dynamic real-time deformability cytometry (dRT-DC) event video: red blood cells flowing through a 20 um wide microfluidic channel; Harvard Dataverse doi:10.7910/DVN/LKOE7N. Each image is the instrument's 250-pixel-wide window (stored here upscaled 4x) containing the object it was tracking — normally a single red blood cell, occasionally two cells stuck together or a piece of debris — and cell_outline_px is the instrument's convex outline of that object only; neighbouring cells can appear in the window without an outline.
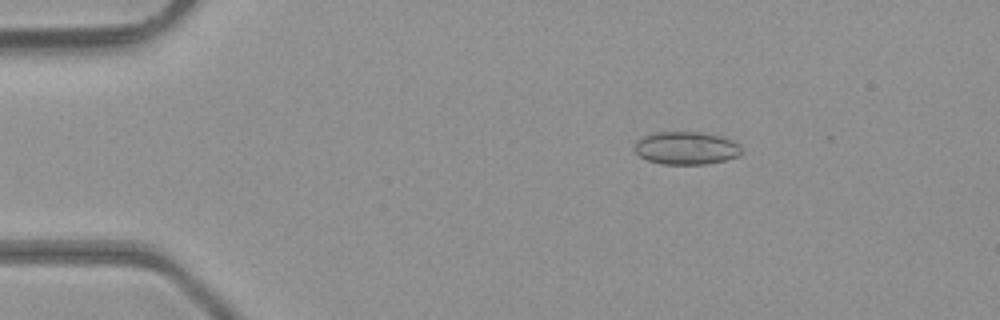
{"species": "common noctule bat (a hibernating species)", "species_latin": "Nyctalus noctula", "temperature_condition": "room temperature", "stored_images_in_passage": 5, "camera_frame_rate_fps": 3000, "um_per_image_px": 0.085, "animal": {"sex": "male", "body_mass_g": 23.1, "forearm_length_mm": 52.7}, "frame": {"image": 1, "passage_image": 2, "time_ms": 0.333, "image_size_px": [1000, 320], "cell_outline_px": [[744, 152], [736, 156], [724, 160], [704, 164], [660, 164], [648, 160], [640, 156], [632, 148], [636, 140], [644, 136], [656, 132], [700, 132], [724, 136], [740, 144]], "centroid_in_image_um": [58.33, 12.58], "position_along_channel_um": 26.7, "area_um2": 20.69}}
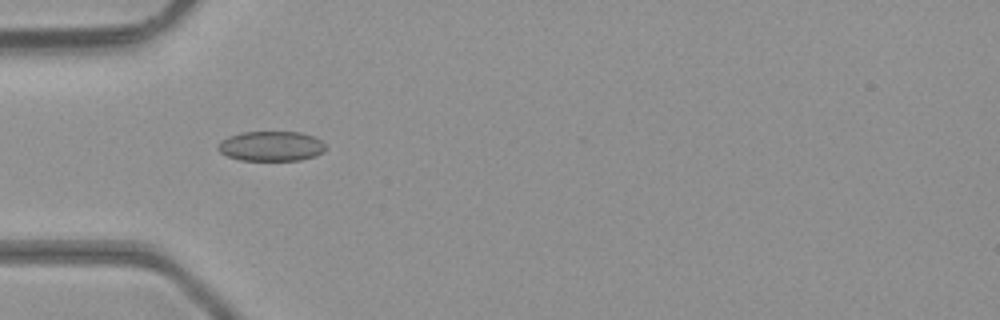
{"frame": {"image": 2, "passage_image": 4, "time_ms": 1.0, "image_size_px": [1000, 320], "cell_outline_px": [[328, 148], [324, 152], [316, 156], [300, 160], [240, 160], [228, 156], [220, 152], [216, 148], [216, 144], [220, 140], [228, 136], [240, 132], [300, 132], [316, 136]], "centroid_in_image_um": [23.05, 12.41], "position_along_channel_um": 62.0, "area_um2": 19.07}}
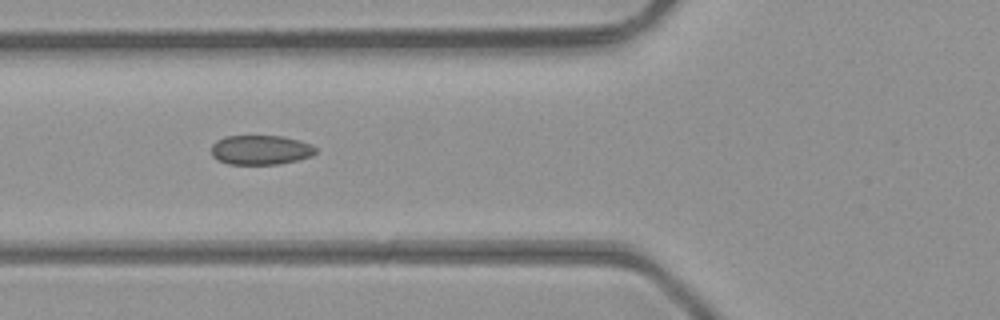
{"frame": {"image": 3, "passage_image": 5, "time_ms": 1.333, "image_size_px": [1000, 320], "cell_outline_px": [[316, 152], [312, 156], [280, 164], [228, 164], [212, 156], [212, 144], [216, 140], [224, 136], [280, 136], [300, 140], [312, 144], [316, 148]], "centroid_in_image_um": [22.16, 12.74], "position_along_channel_um": 103.6, "area_um2": 17.98}}